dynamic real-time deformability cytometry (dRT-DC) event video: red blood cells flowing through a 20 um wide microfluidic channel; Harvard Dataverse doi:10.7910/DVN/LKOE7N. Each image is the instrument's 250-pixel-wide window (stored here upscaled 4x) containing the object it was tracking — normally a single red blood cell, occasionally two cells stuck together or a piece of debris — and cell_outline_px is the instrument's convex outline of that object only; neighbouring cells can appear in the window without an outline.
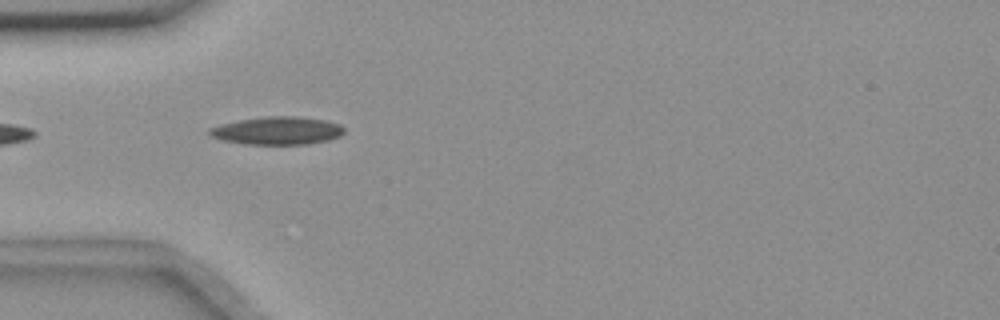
{"species": "common noctule bat (a hibernating species)", "species_latin": "Nyctalus noctula", "temperature_condition": "room temperature", "stored_images_in_passage": 12, "camera_frame_rate_fps": 3000, "um_per_image_px": 0.085, "animal": {"sex": "female", "body_mass_g": 18.4}, "frame": {"image": 1, "passage_image": 1, "time_ms": 0.0, "image_size_px": [1000, 320], "cell_outline_px": [[344, 132], [340, 136], [328, 140], [308, 144], [244, 144], [220, 140], [212, 136], [208, 132], [208, 128], [240, 120], [264, 116], [296, 116], [324, 120], [340, 124], [344, 128]], "centroid_in_image_um": [23.58, 11.11], "position_along_channel_um": 61.4, "area_um2": 21.85}}
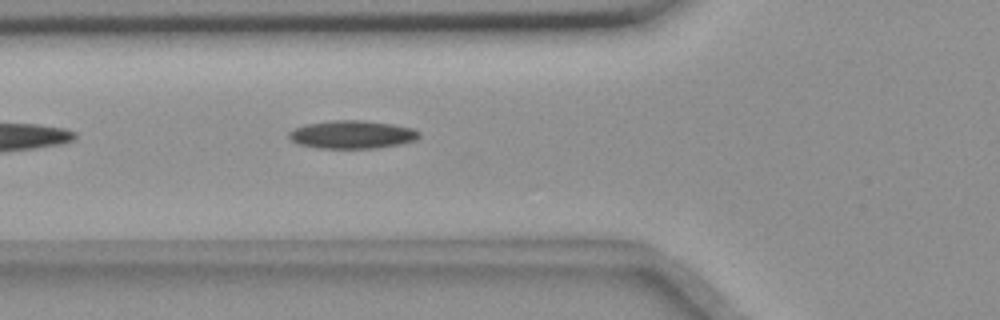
{"frame": {"image": 2, "passage_image": 4, "time_ms": 1.0, "image_size_px": [1000, 320], "cell_outline_px": [[420, 136], [416, 140], [400, 144], [376, 148], [320, 148], [300, 144], [292, 140], [288, 136], [288, 132], [292, 128], [304, 124], [332, 120], [364, 120], [392, 124], [412, 128], [420, 132]], "centroid_in_image_um": [29.92, 11.42], "position_along_channel_um": 95.9, "area_um2": 21.39}}
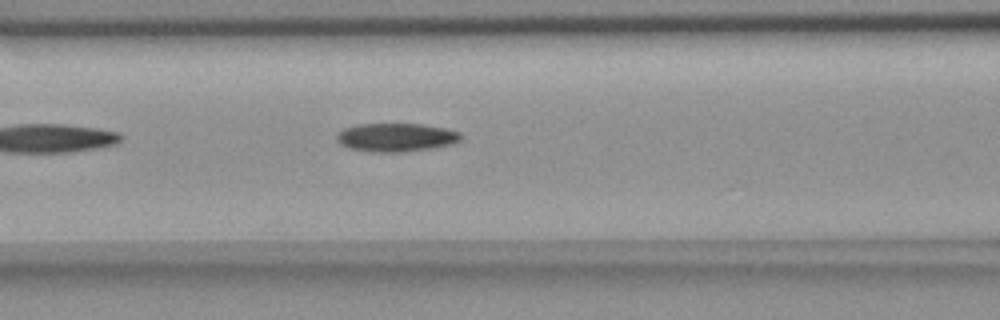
{"frame": {"image": 3, "passage_image": 7, "time_ms": 2.0, "image_size_px": [1000, 320], "cell_outline_px": [[460, 140], [452, 144], [432, 148], [404, 152], [372, 152], [348, 148], [340, 144], [336, 140], [336, 136], [344, 128], [356, 124], [420, 124], [448, 128], [460, 132]], "centroid_in_image_um": [33.66, 11.68], "position_along_channel_um": 132.9, "area_um2": 20.69}}